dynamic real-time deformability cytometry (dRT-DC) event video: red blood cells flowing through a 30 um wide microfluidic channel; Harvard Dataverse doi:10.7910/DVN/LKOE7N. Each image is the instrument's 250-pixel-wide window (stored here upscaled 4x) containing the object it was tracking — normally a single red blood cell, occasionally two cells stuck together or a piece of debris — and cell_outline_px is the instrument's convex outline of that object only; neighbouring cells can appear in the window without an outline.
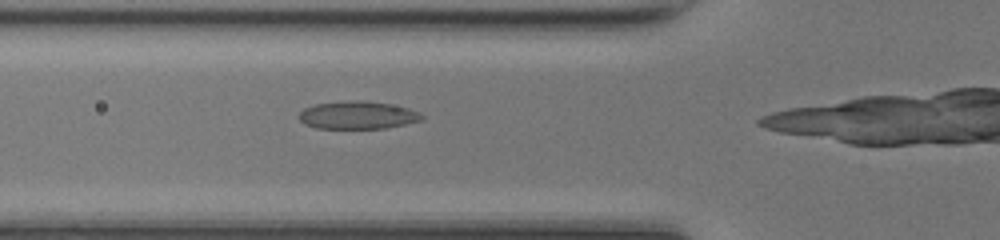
{"species": "common noctule bat (a hibernating species)", "species_latin": "Nyctalus noctula", "temperature_condition": "room temperature", "stored_images_in_passage": 11, "camera_frame_rate_fps": 3000, "um_per_image_px": 0.085, "animal": {"sex": "female", "body_mass_g": 17.0, "forearm_length_mm": 48.0}, "frame": {"image": 1, "passage_image": 7, "time_ms": 2.0, "image_size_px": [1000, 240], "cell_outline_px": [[424, 116], [420, 120], [388, 128], [316, 128], [304, 124], [300, 120], [300, 112], [304, 108], [316, 104], [356, 100], [364, 100], [388, 104], [408, 108]], "centroid_in_image_um": [30.37, 9.79], "position_along_channel_um": 95.4, "area_um2": 19.54}}
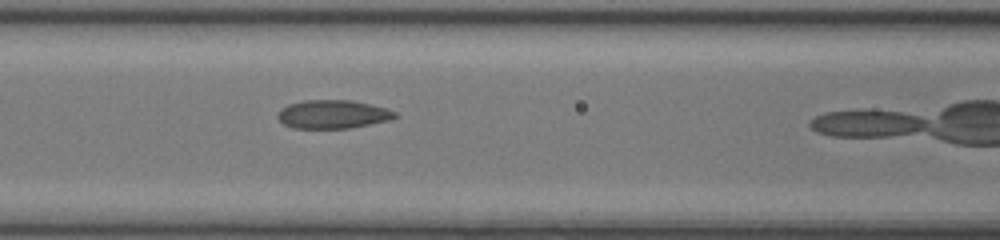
{"frame": {"image": 2, "passage_image": 10, "time_ms": 3.0, "image_size_px": [1000, 240], "cell_outline_px": [[400, 116], [392, 120], [352, 128], [292, 128], [284, 124], [276, 116], [280, 108], [288, 104], [304, 100], [348, 100], [368, 104], [384, 108], [396, 112]], "centroid_in_image_um": [28.29, 9.72], "position_along_channel_um": 138.3, "area_um2": 19.59}}